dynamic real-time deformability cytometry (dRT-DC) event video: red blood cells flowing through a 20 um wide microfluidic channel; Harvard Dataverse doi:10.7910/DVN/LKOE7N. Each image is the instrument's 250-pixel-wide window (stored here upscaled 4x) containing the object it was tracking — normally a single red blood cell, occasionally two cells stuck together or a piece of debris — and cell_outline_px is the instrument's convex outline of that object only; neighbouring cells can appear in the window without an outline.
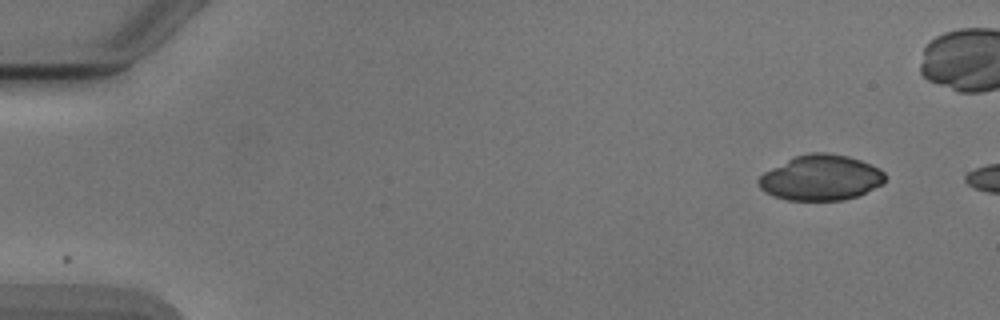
{"species": "Egyptian fruit bat (a non-hibernating species)", "species_latin": "Rousettus aegyptiacus", "temperature_condition": "cold", "stored_images_in_passage": 5, "camera_frame_rate_fps": 3000, "um_per_image_px": 0.085, "animal": {"sex": "male"}, "frame": {"image": 1, "passage_image": 1, "time_ms": 0.0, "image_size_px": [1000, 320], "cell_outline_px": [[884, 184], [856, 196], [844, 200], [788, 200], [772, 196], [764, 192], [760, 188], [756, 180], [764, 172], [796, 156], [812, 152], [824, 152], [848, 156], [872, 164], [880, 168], [884, 172]], "centroid_in_image_um": [69.77, 15.11], "position_along_channel_um": 15.2, "area_um2": 33.41}}